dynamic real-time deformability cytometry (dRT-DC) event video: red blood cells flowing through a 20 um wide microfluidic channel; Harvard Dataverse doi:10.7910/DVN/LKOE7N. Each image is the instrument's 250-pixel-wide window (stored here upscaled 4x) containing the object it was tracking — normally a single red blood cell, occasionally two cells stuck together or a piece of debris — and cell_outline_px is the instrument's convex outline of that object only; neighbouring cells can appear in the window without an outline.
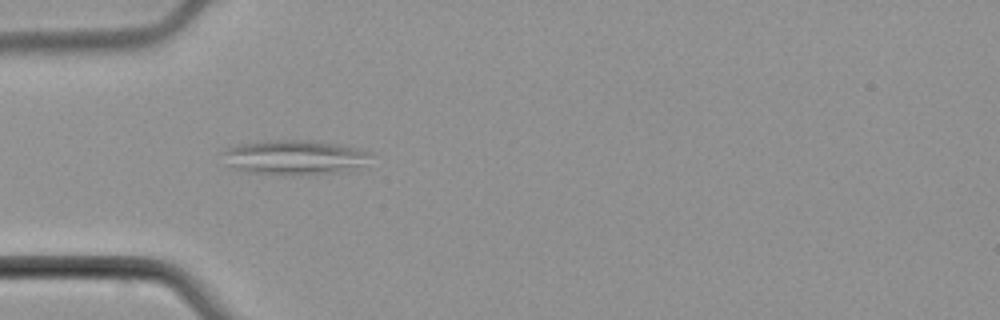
{"species": "common noctule bat (a hibernating species)", "species_latin": "Nyctalus noctula", "temperature_condition": "cold", "stored_images_in_passage": 7, "camera_frame_rate_fps": 3000, "um_per_image_px": 0.085, "animal": {"sex": "male", "body_mass_g": 21.5, "forearm_length_mm": 52.0}, "frame": {"image": 1, "passage_image": 4, "time_ms": 4.333, "image_size_px": [1000, 320], "cell_outline_px": [[368, 156], [360, 164], [348, 172], [248, 172], [232, 168], [224, 164], [224, 152], [228, 148], [240, 144], [264, 140], [304, 140], [336, 144], [360, 148], [368, 152]], "centroid_in_image_um": [24.95, 13.33], "position_along_channel_um": 60.0, "area_um2": 28.44}}
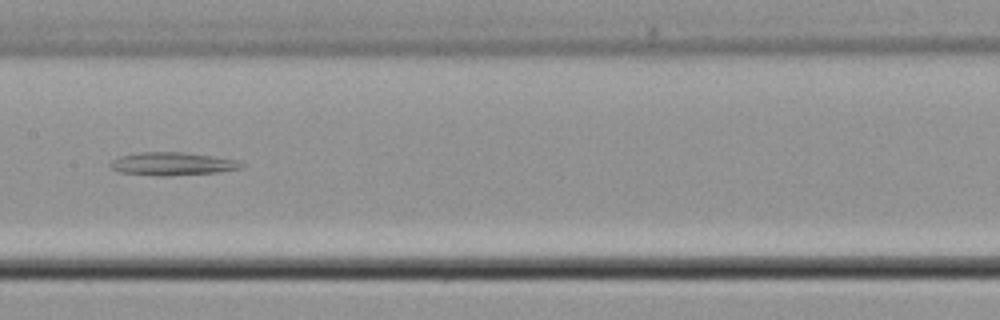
{"frame": {"image": 2, "passage_image": 7, "time_ms": 8.0, "image_size_px": [1000, 320], "cell_outline_px": [[244, 168], [216, 172], [168, 176], [156, 176], [120, 172], [112, 168], [108, 164], [112, 160], [120, 156], [140, 152], [184, 152], [212, 156], [236, 160], [244, 164]], "centroid_in_image_um": [14.64, 13.93], "position_along_channel_um": 192.8, "area_um2": 17.57}}